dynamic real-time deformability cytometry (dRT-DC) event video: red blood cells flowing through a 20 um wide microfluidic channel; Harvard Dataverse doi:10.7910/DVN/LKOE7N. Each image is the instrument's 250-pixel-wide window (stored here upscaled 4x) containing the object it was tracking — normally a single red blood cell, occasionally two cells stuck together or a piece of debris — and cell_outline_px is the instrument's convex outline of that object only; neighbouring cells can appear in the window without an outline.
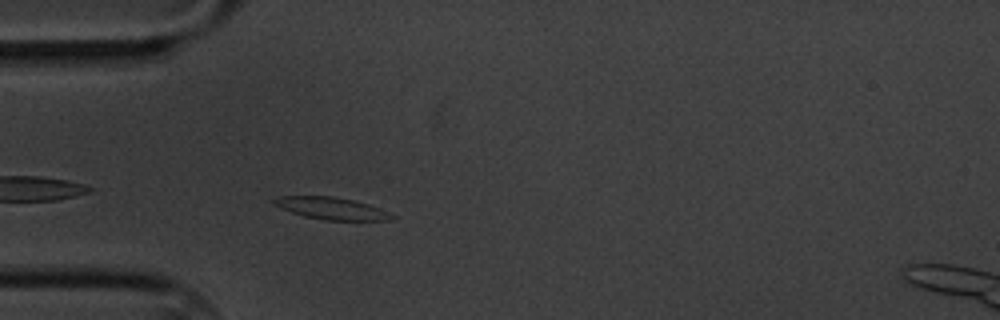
{"species": "common noctule bat (a hibernating species)", "species_latin": "Nyctalus noctula", "temperature_condition": "cold", "stored_images_in_passage": 2, "camera_frame_rate_fps": 3000, "um_per_image_px": 0.085, "animal": {"sex": "male", "body_mass_g": 20.1, "forearm_length_mm": 53.5}, "frame": {"image": 1, "passage_image": 2, "time_ms": 1.0, "image_size_px": [1000, 320], "cell_outline_px": [[396, 216], [388, 220], [324, 220], [304, 216], [280, 208], [272, 204], [272, 200], [276, 196], [332, 196], [352, 200], [368, 204], [388, 212]], "centroid_in_image_um": [28.11, 17.7], "position_along_channel_um": 56.9, "area_um2": 15.09}}